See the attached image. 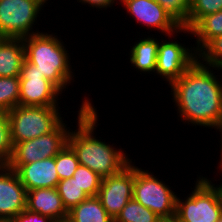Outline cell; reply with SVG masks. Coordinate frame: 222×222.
I'll list each match as a JSON object with an SVG mask.
<instances>
[{"instance_id": "cell-20", "label": "cell", "mask_w": 222, "mask_h": 222, "mask_svg": "<svg viewBox=\"0 0 222 222\" xmlns=\"http://www.w3.org/2000/svg\"><path fill=\"white\" fill-rule=\"evenodd\" d=\"M114 222H164L150 209L141 205L135 199H130Z\"/></svg>"}, {"instance_id": "cell-7", "label": "cell", "mask_w": 222, "mask_h": 222, "mask_svg": "<svg viewBox=\"0 0 222 222\" xmlns=\"http://www.w3.org/2000/svg\"><path fill=\"white\" fill-rule=\"evenodd\" d=\"M47 1L0 0V38H25L40 33L33 27Z\"/></svg>"}, {"instance_id": "cell-16", "label": "cell", "mask_w": 222, "mask_h": 222, "mask_svg": "<svg viewBox=\"0 0 222 222\" xmlns=\"http://www.w3.org/2000/svg\"><path fill=\"white\" fill-rule=\"evenodd\" d=\"M24 59L23 38H0V77L20 76Z\"/></svg>"}, {"instance_id": "cell-30", "label": "cell", "mask_w": 222, "mask_h": 222, "mask_svg": "<svg viewBox=\"0 0 222 222\" xmlns=\"http://www.w3.org/2000/svg\"><path fill=\"white\" fill-rule=\"evenodd\" d=\"M117 1L118 0H77L78 3L87 4L89 7L97 8V10L100 8L107 10V8H111L114 4H118Z\"/></svg>"}, {"instance_id": "cell-12", "label": "cell", "mask_w": 222, "mask_h": 222, "mask_svg": "<svg viewBox=\"0 0 222 222\" xmlns=\"http://www.w3.org/2000/svg\"><path fill=\"white\" fill-rule=\"evenodd\" d=\"M135 163L132 161L119 173L102 178L97 197L106 212L115 219L124 206L133 198Z\"/></svg>"}, {"instance_id": "cell-18", "label": "cell", "mask_w": 222, "mask_h": 222, "mask_svg": "<svg viewBox=\"0 0 222 222\" xmlns=\"http://www.w3.org/2000/svg\"><path fill=\"white\" fill-rule=\"evenodd\" d=\"M193 35V36H192ZM197 54L214 38L222 36V10L204 16L192 29Z\"/></svg>"}, {"instance_id": "cell-10", "label": "cell", "mask_w": 222, "mask_h": 222, "mask_svg": "<svg viewBox=\"0 0 222 222\" xmlns=\"http://www.w3.org/2000/svg\"><path fill=\"white\" fill-rule=\"evenodd\" d=\"M119 3H122L120 5L124 6L130 17L136 19L139 25H144L149 30L155 28V31L168 36V40L170 37L176 39L175 37L182 32L191 34L190 29L181 27L155 0H119Z\"/></svg>"}, {"instance_id": "cell-3", "label": "cell", "mask_w": 222, "mask_h": 222, "mask_svg": "<svg viewBox=\"0 0 222 222\" xmlns=\"http://www.w3.org/2000/svg\"><path fill=\"white\" fill-rule=\"evenodd\" d=\"M49 33L40 32L23 38L25 59L63 92L74 82L73 67L61 35Z\"/></svg>"}, {"instance_id": "cell-23", "label": "cell", "mask_w": 222, "mask_h": 222, "mask_svg": "<svg viewBox=\"0 0 222 222\" xmlns=\"http://www.w3.org/2000/svg\"><path fill=\"white\" fill-rule=\"evenodd\" d=\"M56 189L67 211H70L73 207L88 198V196L80 189L73 177L70 179L60 180Z\"/></svg>"}, {"instance_id": "cell-24", "label": "cell", "mask_w": 222, "mask_h": 222, "mask_svg": "<svg viewBox=\"0 0 222 222\" xmlns=\"http://www.w3.org/2000/svg\"><path fill=\"white\" fill-rule=\"evenodd\" d=\"M73 178L88 197H95L98 195L102 178L97 173L86 166L79 165L73 174Z\"/></svg>"}, {"instance_id": "cell-5", "label": "cell", "mask_w": 222, "mask_h": 222, "mask_svg": "<svg viewBox=\"0 0 222 222\" xmlns=\"http://www.w3.org/2000/svg\"><path fill=\"white\" fill-rule=\"evenodd\" d=\"M60 107L18 105L8 111L12 141L34 139L53 131L64 119Z\"/></svg>"}, {"instance_id": "cell-27", "label": "cell", "mask_w": 222, "mask_h": 222, "mask_svg": "<svg viewBox=\"0 0 222 222\" xmlns=\"http://www.w3.org/2000/svg\"><path fill=\"white\" fill-rule=\"evenodd\" d=\"M198 60L203 65L220 68L222 71V36L212 39L198 53Z\"/></svg>"}, {"instance_id": "cell-29", "label": "cell", "mask_w": 222, "mask_h": 222, "mask_svg": "<svg viewBox=\"0 0 222 222\" xmlns=\"http://www.w3.org/2000/svg\"><path fill=\"white\" fill-rule=\"evenodd\" d=\"M7 222H55L52 218L41 215L38 212H32L25 209L22 213L18 214L14 219Z\"/></svg>"}, {"instance_id": "cell-32", "label": "cell", "mask_w": 222, "mask_h": 222, "mask_svg": "<svg viewBox=\"0 0 222 222\" xmlns=\"http://www.w3.org/2000/svg\"><path fill=\"white\" fill-rule=\"evenodd\" d=\"M55 222H72L69 218H65V219H60L58 221Z\"/></svg>"}, {"instance_id": "cell-19", "label": "cell", "mask_w": 222, "mask_h": 222, "mask_svg": "<svg viewBox=\"0 0 222 222\" xmlns=\"http://www.w3.org/2000/svg\"><path fill=\"white\" fill-rule=\"evenodd\" d=\"M68 218L72 222H114L97 196L88 197L73 207L68 211Z\"/></svg>"}, {"instance_id": "cell-34", "label": "cell", "mask_w": 222, "mask_h": 222, "mask_svg": "<svg viewBox=\"0 0 222 222\" xmlns=\"http://www.w3.org/2000/svg\"><path fill=\"white\" fill-rule=\"evenodd\" d=\"M217 222H222V216L217 220Z\"/></svg>"}, {"instance_id": "cell-13", "label": "cell", "mask_w": 222, "mask_h": 222, "mask_svg": "<svg viewBox=\"0 0 222 222\" xmlns=\"http://www.w3.org/2000/svg\"><path fill=\"white\" fill-rule=\"evenodd\" d=\"M27 191L15 170L0 164V221L14 219L26 209Z\"/></svg>"}, {"instance_id": "cell-17", "label": "cell", "mask_w": 222, "mask_h": 222, "mask_svg": "<svg viewBox=\"0 0 222 222\" xmlns=\"http://www.w3.org/2000/svg\"><path fill=\"white\" fill-rule=\"evenodd\" d=\"M158 47L159 41L151 35L135 41L134 45L130 47L129 62L137 72L155 74Z\"/></svg>"}, {"instance_id": "cell-25", "label": "cell", "mask_w": 222, "mask_h": 222, "mask_svg": "<svg viewBox=\"0 0 222 222\" xmlns=\"http://www.w3.org/2000/svg\"><path fill=\"white\" fill-rule=\"evenodd\" d=\"M59 180L70 179L80 165L73 149L66 144L55 156Z\"/></svg>"}, {"instance_id": "cell-11", "label": "cell", "mask_w": 222, "mask_h": 222, "mask_svg": "<svg viewBox=\"0 0 222 222\" xmlns=\"http://www.w3.org/2000/svg\"><path fill=\"white\" fill-rule=\"evenodd\" d=\"M166 37L161 42L159 40L155 74L170 85L195 63L198 54L194 47L188 48L178 40L168 42Z\"/></svg>"}, {"instance_id": "cell-9", "label": "cell", "mask_w": 222, "mask_h": 222, "mask_svg": "<svg viewBox=\"0 0 222 222\" xmlns=\"http://www.w3.org/2000/svg\"><path fill=\"white\" fill-rule=\"evenodd\" d=\"M19 78V105L59 107L58 96H61L63 92L26 59L22 64Z\"/></svg>"}, {"instance_id": "cell-4", "label": "cell", "mask_w": 222, "mask_h": 222, "mask_svg": "<svg viewBox=\"0 0 222 222\" xmlns=\"http://www.w3.org/2000/svg\"><path fill=\"white\" fill-rule=\"evenodd\" d=\"M190 194L176 198L174 222H217L222 216L220 185L199 176Z\"/></svg>"}, {"instance_id": "cell-26", "label": "cell", "mask_w": 222, "mask_h": 222, "mask_svg": "<svg viewBox=\"0 0 222 222\" xmlns=\"http://www.w3.org/2000/svg\"><path fill=\"white\" fill-rule=\"evenodd\" d=\"M13 148L8 112L0 109V164H6L10 160Z\"/></svg>"}, {"instance_id": "cell-1", "label": "cell", "mask_w": 222, "mask_h": 222, "mask_svg": "<svg viewBox=\"0 0 222 222\" xmlns=\"http://www.w3.org/2000/svg\"><path fill=\"white\" fill-rule=\"evenodd\" d=\"M213 70L218 72L220 68L203 65L197 59L179 79L168 85L183 123L201 128L219 127L222 121V74L219 78Z\"/></svg>"}, {"instance_id": "cell-21", "label": "cell", "mask_w": 222, "mask_h": 222, "mask_svg": "<svg viewBox=\"0 0 222 222\" xmlns=\"http://www.w3.org/2000/svg\"><path fill=\"white\" fill-rule=\"evenodd\" d=\"M222 10V0H190L188 21L182 26L192 29L204 16Z\"/></svg>"}, {"instance_id": "cell-22", "label": "cell", "mask_w": 222, "mask_h": 222, "mask_svg": "<svg viewBox=\"0 0 222 222\" xmlns=\"http://www.w3.org/2000/svg\"><path fill=\"white\" fill-rule=\"evenodd\" d=\"M20 78L0 77V109L10 111L19 105Z\"/></svg>"}, {"instance_id": "cell-6", "label": "cell", "mask_w": 222, "mask_h": 222, "mask_svg": "<svg viewBox=\"0 0 222 222\" xmlns=\"http://www.w3.org/2000/svg\"><path fill=\"white\" fill-rule=\"evenodd\" d=\"M153 173L135 165L133 199L150 209L164 222H174L177 194Z\"/></svg>"}, {"instance_id": "cell-14", "label": "cell", "mask_w": 222, "mask_h": 222, "mask_svg": "<svg viewBox=\"0 0 222 222\" xmlns=\"http://www.w3.org/2000/svg\"><path fill=\"white\" fill-rule=\"evenodd\" d=\"M16 171L26 191L37 188H56L59 180L55 157L26 165H7Z\"/></svg>"}, {"instance_id": "cell-15", "label": "cell", "mask_w": 222, "mask_h": 222, "mask_svg": "<svg viewBox=\"0 0 222 222\" xmlns=\"http://www.w3.org/2000/svg\"><path fill=\"white\" fill-rule=\"evenodd\" d=\"M26 209L55 221L68 218V211L56 188H37L27 191Z\"/></svg>"}, {"instance_id": "cell-31", "label": "cell", "mask_w": 222, "mask_h": 222, "mask_svg": "<svg viewBox=\"0 0 222 222\" xmlns=\"http://www.w3.org/2000/svg\"><path fill=\"white\" fill-rule=\"evenodd\" d=\"M217 130H218L219 132H221V135H220L221 137H220V138H222V121H221L219 127L216 129V131H217ZM220 141H221V142H220V144H221V145H220V147H221V149H220V150H221V154H220L221 160L219 161V166L222 165V139H221Z\"/></svg>"}, {"instance_id": "cell-8", "label": "cell", "mask_w": 222, "mask_h": 222, "mask_svg": "<svg viewBox=\"0 0 222 222\" xmlns=\"http://www.w3.org/2000/svg\"><path fill=\"white\" fill-rule=\"evenodd\" d=\"M62 121L53 131L31 140L16 143L13 154L6 165H26L46 158L55 157L67 144L71 130Z\"/></svg>"}, {"instance_id": "cell-2", "label": "cell", "mask_w": 222, "mask_h": 222, "mask_svg": "<svg viewBox=\"0 0 222 222\" xmlns=\"http://www.w3.org/2000/svg\"><path fill=\"white\" fill-rule=\"evenodd\" d=\"M85 99V100H84ZM79 106L76 130H70L67 144L73 149L80 165L86 166L101 178L119 173L132 160L122 148H114L95 136L98 121L97 108L84 97ZM96 126V127H95ZM72 131V132H71ZM95 131V132H94Z\"/></svg>"}, {"instance_id": "cell-33", "label": "cell", "mask_w": 222, "mask_h": 222, "mask_svg": "<svg viewBox=\"0 0 222 222\" xmlns=\"http://www.w3.org/2000/svg\"><path fill=\"white\" fill-rule=\"evenodd\" d=\"M220 199H221V202H222V182L220 183Z\"/></svg>"}, {"instance_id": "cell-28", "label": "cell", "mask_w": 222, "mask_h": 222, "mask_svg": "<svg viewBox=\"0 0 222 222\" xmlns=\"http://www.w3.org/2000/svg\"><path fill=\"white\" fill-rule=\"evenodd\" d=\"M155 1L160 4L181 27L188 21L190 0Z\"/></svg>"}]
</instances>
